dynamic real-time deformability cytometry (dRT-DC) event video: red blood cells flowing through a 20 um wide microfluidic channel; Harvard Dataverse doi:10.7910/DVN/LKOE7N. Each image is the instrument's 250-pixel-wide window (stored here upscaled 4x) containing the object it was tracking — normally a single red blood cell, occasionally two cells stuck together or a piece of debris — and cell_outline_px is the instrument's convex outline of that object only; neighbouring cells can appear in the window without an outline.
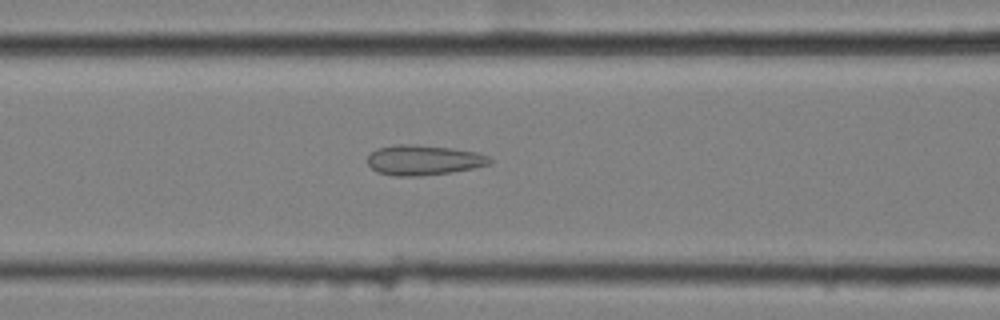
{"species": "common noctule bat (a hibernating species)", "species_latin": "Nyctalus noctula", "temperature_condition": "cold", "stored_images_in_passage": 40, "camera_frame_rate_fps": 3000, "um_per_image_px": 0.085, "animal": {"sex": "female", "body_mass_g": 25.1}, "frame": {"image": 1, "passage_image": 7, "time_ms": 2.0, "image_size_px": [1000, 320], "cell_outline_px": [[492, 160], [488, 164], [472, 168], [448, 172], [420, 176], [396, 176], [376, 172], [368, 164], [368, 156], [376, 148], [396, 144], [412, 144], [452, 148], [476, 152], [488, 156]], "centroid_in_image_um": [35.96, 13.6], "position_along_channel_um": 130.6, "area_um2": 21.27}}
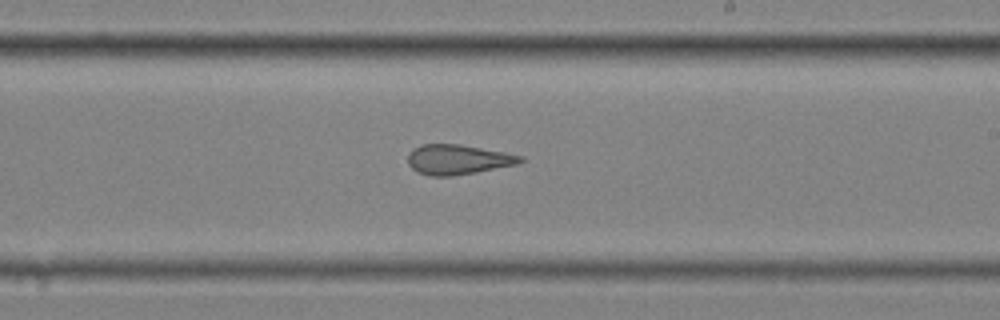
{"frame": {"image": 2, "passage_image": 17, "time_ms": 5.333, "image_size_px": [1000, 320], "cell_outline_px": [[524, 160], [516, 164], [476, 172], [452, 176], [428, 176], [412, 168], [408, 164], [408, 156], [412, 148], [420, 144], [460, 144], [504, 152], [524, 156]], "centroid_in_image_um": [38.9, 13.55], "position_along_channel_um": 250.1, "area_um2": 19.54}}
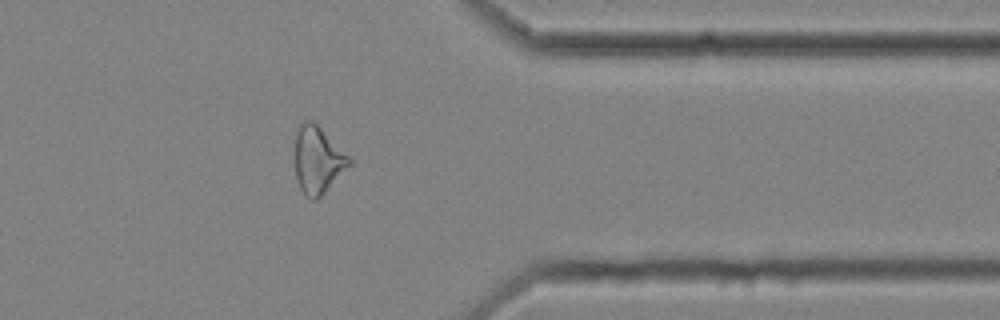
{"frame": {"image": 3, "passage_image": 29, "time_ms": 9.333, "image_size_px": [1000, 320], "cell_outline_px": [[352, 164], [316, 200], [312, 200], [300, 188], [296, 180], [296, 128], [304, 120], [312, 120], [352, 160]], "centroid_in_image_um": [27.0, 13.59], "position_along_channel_um": 384.4, "area_um2": 20.69}, "authors_computed_cell_mechanics": {"area_um2": 20.8369, "velocity_mm_per_s": 3.5897, "shape_relaxation_time_tau1_ms": null, "shape_relaxation_time_tau2_ms": 2.4241, "deformation_change_tau1": null, "deformation_change_tau2": 0.1068}}